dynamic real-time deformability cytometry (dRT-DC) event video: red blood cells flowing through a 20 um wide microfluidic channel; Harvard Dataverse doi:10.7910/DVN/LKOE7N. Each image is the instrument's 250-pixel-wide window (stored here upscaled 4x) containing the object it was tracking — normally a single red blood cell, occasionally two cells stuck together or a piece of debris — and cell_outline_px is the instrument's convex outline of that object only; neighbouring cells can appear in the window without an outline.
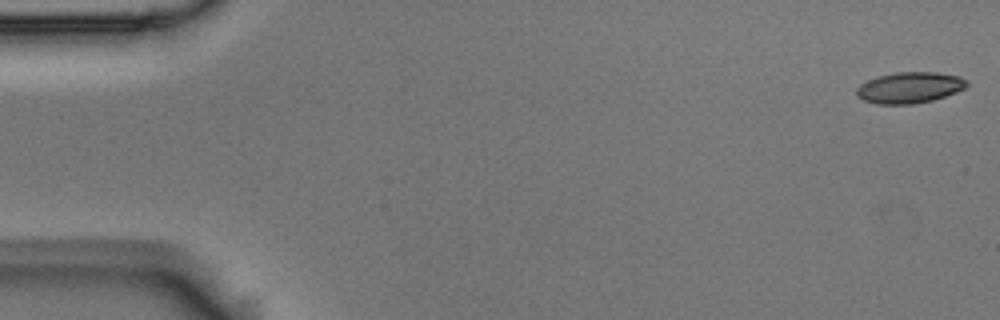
{"species": "Egyptian fruit bat (a non-hibernating species)", "species_latin": "Rousettus aegyptiacus", "temperature_condition": "room temperature", "stored_images_in_passage": 54, "camera_frame_rate_fps": 3000, "um_per_image_px": 0.085, "animal": {"sex": "male"}, "frame": {"image": 1, "passage_image": 1, "time_ms": 0.0, "image_size_px": [1000, 320], "cell_outline_px": [[968, 84], [964, 88], [956, 92], [932, 100], [912, 104], [876, 104], [864, 100], [856, 96], [856, 88], [860, 84], [876, 76], [896, 72], [936, 72], [960, 76]], "centroid_in_image_um": [77.27, 7.44], "position_along_channel_um": 7.7, "area_um2": 19.94}}
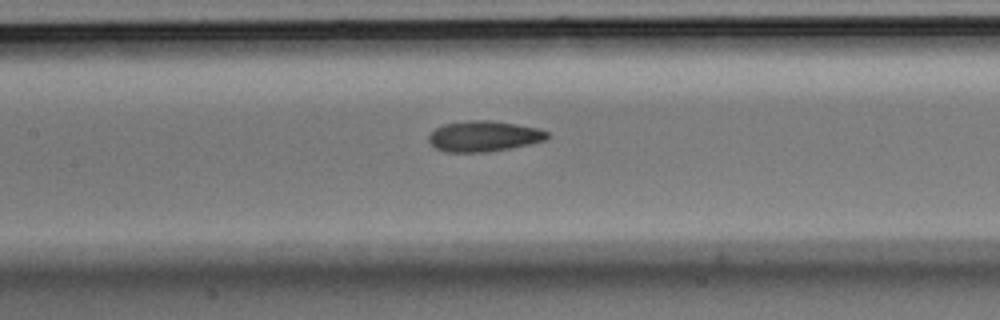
{"frame": {"image": 2, "passage_image": 25, "time_ms": 8.0, "image_size_px": [1000, 320], "cell_outline_px": [[548, 136], [544, 140], [512, 148], [488, 152], [444, 152], [436, 148], [428, 140], [428, 136], [436, 128], [444, 124], [472, 120], [488, 120], [516, 124], [540, 128], [548, 132]], "centroid_in_image_um": [41.12, 11.58], "position_along_channel_um": 166.3, "area_um2": 21.1}}
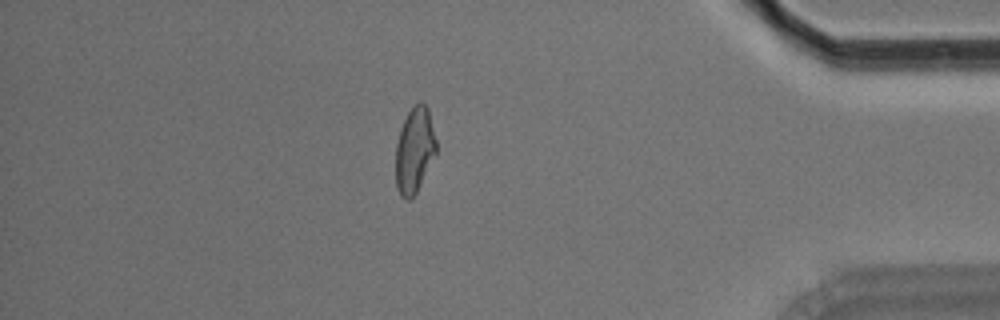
{"frame": {"image": 3, "passage_image": 47, "time_ms": 15.333, "image_size_px": [1000, 320], "cell_outline_px": [[436, 152], [416, 192], [408, 200], [404, 200], [400, 196], [396, 188], [396, 144], [400, 128], [408, 112], [420, 100], [428, 108], [436, 140]], "centroid_in_image_um": [35.21, 12.76], "position_along_channel_um": 400.0, "area_um2": 20.0}, "authors_computed_cell_mechanics": {"area_um2": 20.6924, "velocity_mm_per_s": 3.6966, "shape_relaxation_time_tau1_ms": null, "shape_relaxation_time_tau2_ms": 3.5683, "deformation_change_tau1": null, "deformation_change_tau2": 0.104}}